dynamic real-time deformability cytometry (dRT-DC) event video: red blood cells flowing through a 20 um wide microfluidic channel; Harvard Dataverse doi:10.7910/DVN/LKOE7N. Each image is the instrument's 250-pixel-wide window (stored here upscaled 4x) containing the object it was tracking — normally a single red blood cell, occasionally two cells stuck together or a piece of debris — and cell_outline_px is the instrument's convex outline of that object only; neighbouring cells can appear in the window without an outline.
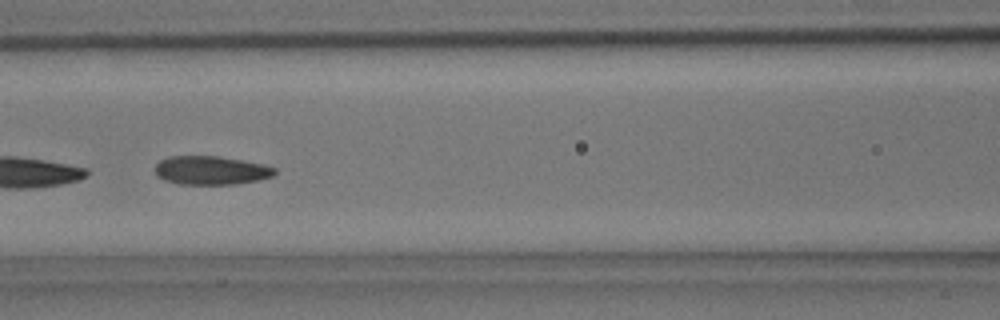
{"species": "common noctule bat (a hibernating species)", "species_latin": "Nyctalus noctula", "temperature_condition": "room temperature", "stored_images_in_passage": 6, "camera_frame_rate_fps": 3000, "um_per_image_px": 0.085, "animal": {"sex": "male", "body_mass_g": 15.6}, "frame": {"image": 1, "passage_image": 5, "time_ms": 4.667, "image_size_px": [1000, 320], "cell_outline_px": [[276, 172], [272, 176], [260, 180], [236, 184], [180, 184], [164, 180], [156, 176], [156, 164], [160, 160], [168, 156], [220, 156], [244, 160], [264, 164], [276, 168]], "centroid_in_image_um": [17.95, 14.47], "position_along_channel_um": 148.6, "area_um2": 20.17}}